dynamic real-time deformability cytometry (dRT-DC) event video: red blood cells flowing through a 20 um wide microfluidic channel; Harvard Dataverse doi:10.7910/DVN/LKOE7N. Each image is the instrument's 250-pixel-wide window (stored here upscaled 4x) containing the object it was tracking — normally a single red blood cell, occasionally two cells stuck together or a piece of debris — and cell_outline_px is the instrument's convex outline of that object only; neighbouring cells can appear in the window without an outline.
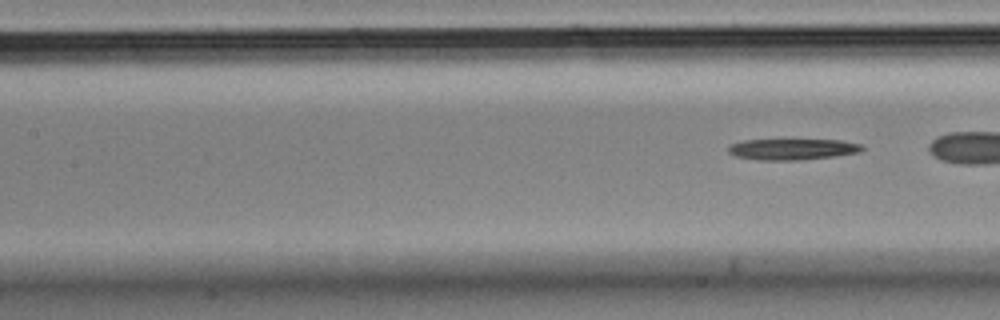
{"species": "Egyptian fruit bat (a non-hibernating species)", "species_latin": "Rousettus aegyptiacus", "temperature_condition": "cold", "stored_images_in_passage": 7, "segment_of_instrument_passage": [2, 2], "camera_frame_rate_fps": 3000, "um_per_image_px": 0.085, "animal": {"sex": "male"}, "frame": {"image": 1, "passage_image": 7, "time_ms": 2.0, "image_size_px": [1000, 320], "cell_outline_px": [[864, 148], [860, 152], [832, 156], [800, 160], [760, 160], [736, 156], [728, 152], [728, 148], [732, 144], [744, 140], [840, 140], [860, 144]], "centroid_in_image_um": [67.35, 12.68], "position_along_channel_um": 140.1, "area_um2": 16.18}}